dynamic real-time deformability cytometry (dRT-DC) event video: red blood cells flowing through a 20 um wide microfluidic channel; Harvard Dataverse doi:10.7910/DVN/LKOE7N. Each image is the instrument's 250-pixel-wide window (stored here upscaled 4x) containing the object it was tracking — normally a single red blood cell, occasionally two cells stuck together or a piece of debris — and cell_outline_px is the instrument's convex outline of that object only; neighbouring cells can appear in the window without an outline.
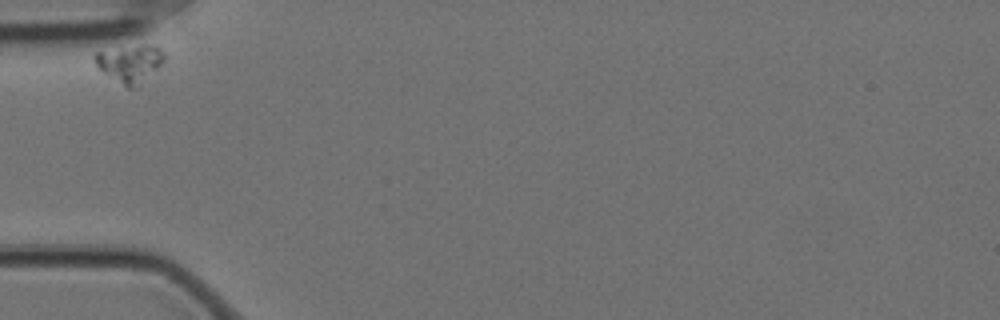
{"species": "Egyptian fruit bat (a non-hibernating species)", "species_latin": "Rousettus aegyptiacus", "temperature_condition": "cold", "stored_images_in_passage": 6, "camera_frame_rate_fps": 3000, "um_per_image_px": 0.085, "animal": {"sex": "female"}, "frame": {"image": 1, "passage_image": 1, "time_ms": 0.0, "image_size_px": [1000, 320], "cell_outline_px": [[164, 60], [136, 88], [128, 88], [96, 68], [96, 52], [144, 44], [160, 48], [164, 52]], "centroid_in_image_um": [11.04, 5.4], "position_along_channel_um": 74.0, "area_um2": 14.68}}
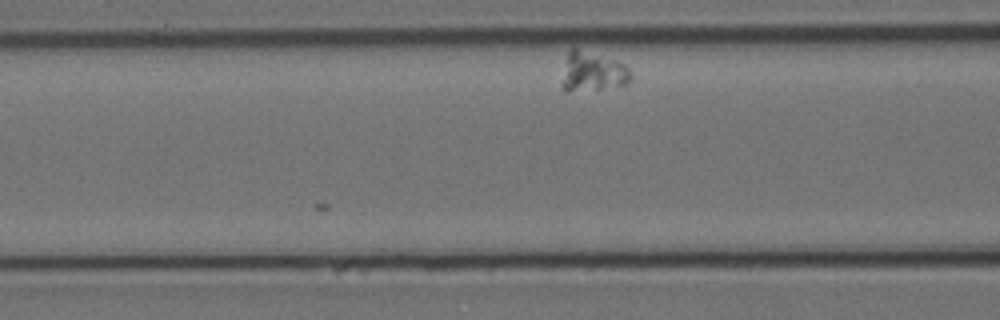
{"frame": {"image": 2, "passage_image": 6, "time_ms": 1.667, "image_size_px": [1000, 320], "cell_outline_px": [[632, 80], [628, 84], [600, 88], [564, 88], [560, 84], [568, 52], [572, 48], [576, 48], [616, 60], [624, 64], [628, 68], [632, 76]], "centroid_in_image_um": [50.42, 6.05], "position_along_channel_um": 116.2, "area_um2": 15.2}}